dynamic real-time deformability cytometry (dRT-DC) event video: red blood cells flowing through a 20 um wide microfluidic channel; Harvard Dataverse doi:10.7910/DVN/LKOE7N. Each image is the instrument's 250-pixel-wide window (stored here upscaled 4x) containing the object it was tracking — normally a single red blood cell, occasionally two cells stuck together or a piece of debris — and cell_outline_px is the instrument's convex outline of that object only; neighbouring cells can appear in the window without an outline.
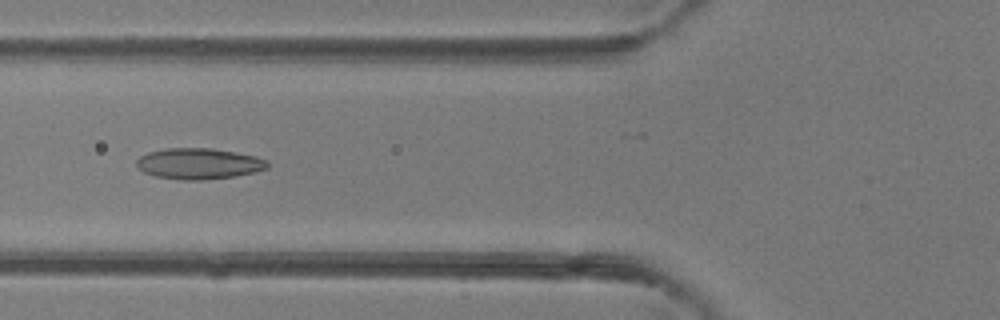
{"species": "common noctule bat (a hibernating species)", "species_latin": "Nyctalus noctula", "temperature_condition": "room temperature", "stored_images_in_passage": 6, "camera_frame_rate_fps": 3000, "um_per_image_px": 0.085, "animal": {"sex": "female"}, "frame": {"image": 1, "passage_image": 5, "time_ms": 4.333, "image_size_px": [1000, 320], "cell_outline_px": [[268, 168], [256, 172], [236, 176], [204, 180], [184, 180], [156, 176], [144, 172], [136, 168], [136, 160], [140, 156], [148, 152], [164, 148], [212, 148], [256, 156], [268, 160]], "centroid_in_image_um": [16.9, 13.91], "position_along_channel_um": 108.9, "area_um2": 23.81}}
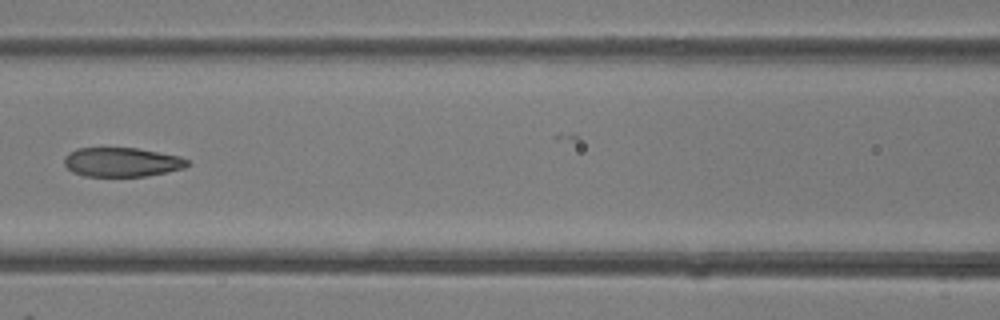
{"frame": {"image": 2, "passage_image": 6, "time_ms": 5.333, "image_size_px": [1000, 320], "cell_outline_px": [[188, 164], [184, 168], [168, 172], [144, 176], [84, 176], [72, 172], [64, 164], [64, 156], [68, 152], [76, 148], [136, 148], [180, 156], [188, 160]], "centroid_in_image_um": [10.32, 13.78], "position_along_channel_um": 156.3, "area_um2": 20.98}}